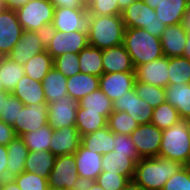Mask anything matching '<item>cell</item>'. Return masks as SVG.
<instances>
[{"label": "cell", "mask_w": 190, "mask_h": 190, "mask_svg": "<svg viewBox=\"0 0 190 190\" xmlns=\"http://www.w3.org/2000/svg\"><path fill=\"white\" fill-rule=\"evenodd\" d=\"M29 1L30 0H5V4L7 9L17 11Z\"/></svg>", "instance_id": "54"}, {"label": "cell", "mask_w": 190, "mask_h": 190, "mask_svg": "<svg viewBox=\"0 0 190 190\" xmlns=\"http://www.w3.org/2000/svg\"><path fill=\"white\" fill-rule=\"evenodd\" d=\"M135 81V72L104 73L100 76L99 88L114 101L134 89Z\"/></svg>", "instance_id": "16"}, {"label": "cell", "mask_w": 190, "mask_h": 190, "mask_svg": "<svg viewBox=\"0 0 190 190\" xmlns=\"http://www.w3.org/2000/svg\"><path fill=\"white\" fill-rule=\"evenodd\" d=\"M24 105L46 102L42 83L24 75L11 92Z\"/></svg>", "instance_id": "23"}, {"label": "cell", "mask_w": 190, "mask_h": 190, "mask_svg": "<svg viewBox=\"0 0 190 190\" xmlns=\"http://www.w3.org/2000/svg\"><path fill=\"white\" fill-rule=\"evenodd\" d=\"M80 144L81 136L76 126L53 129L49 151L56 157L75 154Z\"/></svg>", "instance_id": "17"}, {"label": "cell", "mask_w": 190, "mask_h": 190, "mask_svg": "<svg viewBox=\"0 0 190 190\" xmlns=\"http://www.w3.org/2000/svg\"><path fill=\"white\" fill-rule=\"evenodd\" d=\"M23 27L20 25L16 11L9 9L0 12V50L7 56L22 36Z\"/></svg>", "instance_id": "15"}, {"label": "cell", "mask_w": 190, "mask_h": 190, "mask_svg": "<svg viewBox=\"0 0 190 190\" xmlns=\"http://www.w3.org/2000/svg\"><path fill=\"white\" fill-rule=\"evenodd\" d=\"M48 123V103L23 105L12 126L16 135H22L40 129Z\"/></svg>", "instance_id": "9"}, {"label": "cell", "mask_w": 190, "mask_h": 190, "mask_svg": "<svg viewBox=\"0 0 190 190\" xmlns=\"http://www.w3.org/2000/svg\"><path fill=\"white\" fill-rule=\"evenodd\" d=\"M163 190H190V166H183L165 183Z\"/></svg>", "instance_id": "45"}, {"label": "cell", "mask_w": 190, "mask_h": 190, "mask_svg": "<svg viewBox=\"0 0 190 190\" xmlns=\"http://www.w3.org/2000/svg\"><path fill=\"white\" fill-rule=\"evenodd\" d=\"M87 11L92 15H121L118 0H92L87 5Z\"/></svg>", "instance_id": "43"}, {"label": "cell", "mask_w": 190, "mask_h": 190, "mask_svg": "<svg viewBox=\"0 0 190 190\" xmlns=\"http://www.w3.org/2000/svg\"><path fill=\"white\" fill-rule=\"evenodd\" d=\"M54 9L48 0H30L16 14L23 30L35 32L45 24L53 23Z\"/></svg>", "instance_id": "6"}, {"label": "cell", "mask_w": 190, "mask_h": 190, "mask_svg": "<svg viewBox=\"0 0 190 190\" xmlns=\"http://www.w3.org/2000/svg\"><path fill=\"white\" fill-rule=\"evenodd\" d=\"M125 25L121 15H90L88 44L100 50L123 44Z\"/></svg>", "instance_id": "3"}, {"label": "cell", "mask_w": 190, "mask_h": 190, "mask_svg": "<svg viewBox=\"0 0 190 190\" xmlns=\"http://www.w3.org/2000/svg\"><path fill=\"white\" fill-rule=\"evenodd\" d=\"M182 57H185L190 60V33H187L186 46Z\"/></svg>", "instance_id": "57"}, {"label": "cell", "mask_w": 190, "mask_h": 190, "mask_svg": "<svg viewBox=\"0 0 190 190\" xmlns=\"http://www.w3.org/2000/svg\"><path fill=\"white\" fill-rule=\"evenodd\" d=\"M78 100L70 96L61 97L48 104V124L54 129L75 126Z\"/></svg>", "instance_id": "11"}, {"label": "cell", "mask_w": 190, "mask_h": 190, "mask_svg": "<svg viewBox=\"0 0 190 190\" xmlns=\"http://www.w3.org/2000/svg\"><path fill=\"white\" fill-rule=\"evenodd\" d=\"M107 126L113 133L130 135L139 124L127 112L113 111L108 116Z\"/></svg>", "instance_id": "40"}, {"label": "cell", "mask_w": 190, "mask_h": 190, "mask_svg": "<svg viewBox=\"0 0 190 190\" xmlns=\"http://www.w3.org/2000/svg\"><path fill=\"white\" fill-rule=\"evenodd\" d=\"M102 171L121 174L133 179L136 162L129 158V154H121L111 151L102 155Z\"/></svg>", "instance_id": "26"}, {"label": "cell", "mask_w": 190, "mask_h": 190, "mask_svg": "<svg viewBox=\"0 0 190 190\" xmlns=\"http://www.w3.org/2000/svg\"><path fill=\"white\" fill-rule=\"evenodd\" d=\"M23 67L26 76L42 82L44 77L54 67V61L52 56L47 51H44L32 57Z\"/></svg>", "instance_id": "33"}, {"label": "cell", "mask_w": 190, "mask_h": 190, "mask_svg": "<svg viewBox=\"0 0 190 190\" xmlns=\"http://www.w3.org/2000/svg\"><path fill=\"white\" fill-rule=\"evenodd\" d=\"M56 32L57 30L54 28L53 23L45 24L40 29L35 31L37 37L40 39L45 48L53 40Z\"/></svg>", "instance_id": "48"}, {"label": "cell", "mask_w": 190, "mask_h": 190, "mask_svg": "<svg viewBox=\"0 0 190 190\" xmlns=\"http://www.w3.org/2000/svg\"><path fill=\"white\" fill-rule=\"evenodd\" d=\"M10 92L4 91L0 93V112L3 110L4 102L7 100V95Z\"/></svg>", "instance_id": "59"}, {"label": "cell", "mask_w": 190, "mask_h": 190, "mask_svg": "<svg viewBox=\"0 0 190 190\" xmlns=\"http://www.w3.org/2000/svg\"><path fill=\"white\" fill-rule=\"evenodd\" d=\"M183 166L179 161L160 156L141 158L136 163L133 180L146 190H163L166 181Z\"/></svg>", "instance_id": "1"}, {"label": "cell", "mask_w": 190, "mask_h": 190, "mask_svg": "<svg viewBox=\"0 0 190 190\" xmlns=\"http://www.w3.org/2000/svg\"><path fill=\"white\" fill-rule=\"evenodd\" d=\"M21 190H48V179L34 172H23L13 178Z\"/></svg>", "instance_id": "42"}, {"label": "cell", "mask_w": 190, "mask_h": 190, "mask_svg": "<svg viewBox=\"0 0 190 190\" xmlns=\"http://www.w3.org/2000/svg\"><path fill=\"white\" fill-rule=\"evenodd\" d=\"M7 179L14 178L24 172L29 150L21 137L16 136L8 145Z\"/></svg>", "instance_id": "24"}, {"label": "cell", "mask_w": 190, "mask_h": 190, "mask_svg": "<svg viewBox=\"0 0 190 190\" xmlns=\"http://www.w3.org/2000/svg\"><path fill=\"white\" fill-rule=\"evenodd\" d=\"M24 75L23 65L18 64L8 56L0 60V81L3 83L5 91L11 93Z\"/></svg>", "instance_id": "34"}, {"label": "cell", "mask_w": 190, "mask_h": 190, "mask_svg": "<svg viewBox=\"0 0 190 190\" xmlns=\"http://www.w3.org/2000/svg\"><path fill=\"white\" fill-rule=\"evenodd\" d=\"M54 68L61 72L66 78L80 73V63L78 53H65L53 59Z\"/></svg>", "instance_id": "41"}, {"label": "cell", "mask_w": 190, "mask_h": 190, "mask_svg": "<svg viewBox=\"0 0 190 190\" xmlns=\"http://www.w3.org/2000/svg\"><path fill=\"white\" fill-rule=\"evenodd\" d=\"M78 177L74 154L57 156L48 178V185L72 190Z\"/></svg>", "instance_id": "12"}, {"label": "cell", "mask_w": 190, "mask_h": 190, "mask_svg": "<svg viewBox=\"0 0 190 190\" xmlns=\"http://www.w3.org/2000/svg\"><path fill=\"white\" fill-rule=\"evenodd\" d=\"M187 32L181 24L167 26L160 40L164 56L179 57L183 55L186 46Z\"/></svg>", "instance_id": "21"}, {"label": "cell", "mask_w": 190, "mask_h": 190, "mask_svg": "<svg viewBox=\"0 0 190 190\" xmlns=\"http://www.w3.org/2000/svg\"><path fill=\"white\" fill-rule=\"evenodd\" d=\"M112 103L113 111L127 112L139 125L151 123L154 108L141 99L135 89L127 91Z\"/></svg>", "instance_id": "10"}, {"label": "cell", "mask_w": 190, "mask_h": 190, "mask_svg": "<svg viewBox=\"0 0 190 190\" xmlns=\"http://www.w3.org/2000/svg\"><path fill=\"white\" fill-rule=\"evenodd\" d=\"M131 180L129 177L112 172H104L97 177L96 182L104 190H121Z\"/></svg>", "instance_id": "46"}, {"label": "cell", "mask_w": 190, "mask_h": 190, "mask_svg": "<svg viewBox=\"0 0 190 190\" xmlns=\"http://www.w3.org/2000/svg\"><path fill=\"white\" fill-rule=\"evenodd\" d=\"M7 146L0 145V181L7 179Z\"/></svg>", "instance_id": "51"}, {"label": "cell", "mask_w": 190, "mask_h": 190, "mask_svg": "<svg viewBox=\"0 0 190 190\" xmlns=\"http://www.w3.org/2000/svg\"><path fill=\"white\" fill-rule=\"evenodd\" d=\"M125 28H142L149 34L160 38L166 30V25L161 23L155 14L143 0H135L122 11Z\"/></svg>", "instance_id": "5"}, {"label": "cell", "mask_w": 190, "mask_h": 190, "mask_svg": "<svg viewBox=\"0 0 190 190\" xmlns=\"http://www.w3.org/2000/svg\"><path fill=\"white\" fill-rule=\"evenodd\" d=\"M130 137L141 158H153L159 155L162 141V130L153 123L139 125Z\"/></svg>", "instance_id": "8"}, {"label": "cell", "mask_w": 190, "mask_h": 190, "mask_svg": "<svg viewBox=\"0 0 190 190\" xmlns=\"http://www.w3.org/2000/svg\"><path fill=\"white\" fill-rule=\"evenodd\" d=\"M53 128L47 123L40 129L21 136L29 151H49Z\"/></svg>", "instance_id": "36"}, {"label": "cell", "mask_w": 190, "mask_h": 190, "mask_svg": "<svg viewBox=\"0 0 190 190\" xmlns=\"http://www.w3.org/2000/svg\"><path fill=\"white\" fill-rule=\"evenodd\" d=\"M0 190H21L13 178L0 181Z\"/></svg>", "instance_id": "53"}, {"label": "cell", "mask_w": 190, "mask_h": 190, "mask_svg": "<svg viewBox=\"0 0 190 190\" xmlns=\"http://www.w3.org/2000/svg\"><path fill=\"white\" fill-rule=\"evenodd\" d=\"M6 55L0 50V60L3 59Z\"/></svg>", "instance_id": "65"}, {"label": "cell", "mask_w": 190, "mask_h": 190, "mask_svg": "<svg viewBox=\"0 0 190 190\" xmlns=\"http://www.w3.org/2000/svg\"><path fill=\"white\" fill-rule=\"evenodd\" d=\"M80 72L90 74L97 77L102 76L103 73V60L102 50L87 45L79 53Z\"/></svg>", "instance_id": "31"}, {"label": "cell", "mask_w": 190, "mask_h": 190, "mask_svg": "<svg viewBox=\"0 0 190 190\" xmlns=\"http://www.w3.org/2000/svg\"><path fill=\"white\" fill-rule=\"evenodd\" d=\"M180 119L177 109L168 102H164L153 109L151 123L163 131L173 126Z\"/></svg>", "instance_id": "38"}, {"label": "cell", "mask_w": 190, "mask_h": 190, "mask_svg": "<svg viewBox=\"0 0 190 190\" xmlns=\"http://www.w3.org/2000/svg\"><path fill=\"white\" fill-rule=\"evenodd\" d=\"M7 9L5 0H0V10H5Z\"/></svg>", "instance_id": "62"}, {"label": "cell", "mask_w": 190, "mask_h": 190, "mask_svg": "<svg viewBox=\"0 0 190 190\" xmlns=\"http://www.w3.org/2000/svg\"><path fill=\"white\" fill-rule=\"evenodd\" d=\"M113 101L99 88L78 101L80 108L86 112L100 113L108 119L113 112Z\"/></svg>", "instance_id": "32"}, {"label": "cell", "mask_w": 190, "mask_h": 190, "mask_svg": "<svg viewBox=\"0 0 190 190\" xmlns=\"http://www.w3.org/2000/svg\"><path fill=\"white\" fill-rule=\"evenodd\" d=\"M88 190H104V188L101 187L97 182H95L94 185Z\"/></svg>", "instance_id": "61"}, {"label": "cell", "mask_w": 190, "mask_h": 190, "mask_svg": "<svg viewBox=\"0 0 190 190\" xmlns=\"http://www.w3.org/2000/svg\"><path fill=\"white\" fill-rule=\"evenodd\" d=\"M114 144V151L117 153L129 154V158L133 159L136 163L140 160L130 135L114 133Z\"/></svg>", "instance_id": "47"}, {"label": "cell", "mask_w": 190, "mask_h": 190, "mask_svg": "<svg viewBox=\"0 0 190 190\" xmlns=\"http://www.w3.org/2000/svg\"><path fill=\"white\" fill-rule=\"evenodd\" d=\"M90 15L87 8L57 7L54 9L53 25L57 31L64 33L81 31L88 34Z\"/></svg>", "instance_id": "7"}, {"label": "cell", "mask_w": 190, "mask_h": 190, "mask_svg": "<svg viewBox=\"0 0 190 190\" xmlns=\"http://www.w3.org/2000/svg\"><path fill=\"white\" fill-rule=\"evenodd\" d=\"M16 136L13 127L0 119V145L7 146Z\"/></svg>", "instance_id": "49"}, {"label": "cell", "mask_w": 190, "mask_h": 190, "mask_svg": "<svg viewBox=\"0 0 190 190\" xmlns=\"http://www.w3.org/2000/svg\"><path fill=\"white\" fill-rule=\"evenodd\" d=\"M81 145L98 154H108L114 150V133L105 126L88 135L81 136Z\"/></svg>", "instance_id": "28"}, {"label": "cell", "mask_w": 190, "mask_h": 190, "mask_svg": "<svg viewBox=\"0 0 190 190\" xmlns=\"http://www.w3.org/2000/svg\"><path fill=\"white\" fill-rule=\"evenodd\" d=\"M160 157L179 161L190 166V132L188 120L180 119L173 126L162 131Z\"/></svg>", "instance_id": "4"}, {"label": "cell", "mask_w": 190, "mask_h": 190, "mask_svg": "<svg viewBox=\"0 0 190 190\" xmlns=\"http://www.w3.org/2000/svg\"><path fill=\"white\" fill-rule=\"evenodd\" d=\"M188 125H189V132H190V119L188 120Z\"/></svg>", "instance_id": "67"}, {"label": "cell", "mask_w": 190, "mask_h": 190, "mask_svg": "<svg viewBox=\"0 0 190 190\" xmlns=\"http://www.w3.org/2000/svg\"><path fill=\"white\" fill-rule=\"evenodd\" d=\"M100 77L84 74L82 72L67 78V92L68 96L74 100H80L99 89Z\"/></svg>", "instance_id": "25"}, {"label": "cell", "mask_w": 190, "mask_h": 190, "mask_svg": "<svg viewBox=\"0 0 190 190\" xmlns=\"http://www.w3.org/2000/svg\"><path fill=\"white\" fill-rule=\"evenodd\" d=\"M55 8H87L85 0H48Z\"/></svg>", "instance_id": "50"}, {"label": "cell", "mask_w": 190, "mask_h": 190, "mask_svg": "<svg viewBox=\"0 0 190 190\" xmlns=\"http://www.w3.org/2000/svg\"><path fill=\"white\" fill-rule=\"evenodd\" d=\"M79 177L96 180L102 172V155L84 148L81 144L74 154Z\"/></svg>", "instance_id": "20"}, {"label": "cell", "mask_w": 190, "mask_h": 190, "mask_svg": "<svg viewBox=\"0 0 190 190\" xmlns=\"http://www.w3.org/2000/svg\"><path fill=\"white\" fill-rule=\"evenodd\" d=\"M107 120L100 113L86 112V109L78 106L75 126L80 136H83L107 126Z\"/></svg>", "instance_id": "35"}, {"label": "cell", "mask_w": 190, "mask_h": 190, "mask_svg": "<svg viewBox=\"0 0 190 190\" xmlns=\"http://www.w3.org/2000/svg\"><path fill=\"white\" fill-rule=\"evenodd\" d=\"M95 182L96 180L94 179L78 177L72 190H88L94 185Z\"/></svg>", "instance_id": "52"}, {"label": "cell", "mask_w": 190, "mask_h": 190, "mask_svg": "<svg viewBox=\"0 0 190 190\" xmlns=\"http://www.w3.org/2000/svg\"><path fill=\"white\" fill-rule=\"evenodd\" d=\"M169 85L190 84V60L179 56L169 58Z\"/></svg>", "instance_id": "37"}, {"label": "cell", "mask_w": 190, "mask_h": 190, "mask_svg": "<svg viewBox=\"0 0 190 190\" xmlns=\"http://www.w3.org/2000/svg\"><path fill=\"white\" fill-rule=\"evenodd\" d=\"M121 190H146V189L141 185H139L137 182H135L133 179H131Z\"/></svg>", "instance_id": "56"}, {"label": "cell", "mask_w": 190, "mask_h": 190, "mask_svg": "<svg viewBox=\"0 0 190 190\" xmlns=\"http://www.w3.org/2000/svg\"><path fill=\"white\" fill-rule=\"evenodd\" d=\"M41 83L48 104L56 102L61 97L68 96L66 86L67 78L54 67L48 72Z\"/></svg>", "instance_id": "30"}, {"label": "cell", "mask_w": 190, "mask_h": 190, "mask_svg": "<svg viewBox=\"0 0 190 190\" xmlns=\"http://www.w3.org/2000/svg\"><path fill=\"white\" fill-rule=\"evenodd\" d=\"M23 105L24 104L17 97L9 93L7 95V100L4 102L3 110L0 112V119L13 126Z\"/></svg>", "instance_id": "44"}, {"label": "cell", "mask_w": 190, "mask_h": 190, "mask_svg": "<svg viewBox=\"0 0 190 190\" xmlns=\"http://www.w3.org/2000/svg\"><path fill=\"white\" fill-rule=\"evenodd\" d=\"M150 8L155 9L160 0H143Z\"/></svg>", "instance_id": "60"}, {"label": "cell", "mask_w": 190, "mask_h": 190, "mask_svg": "<svg viewBox=\"0 0 190 190\" xmlns=\"http://www.w3.org/2000/svg\"><path fill=\"white\" fill-rule=\"evenodd\" d=\"M87 45H89L87 33L81 31L70 33L57 31L53 40L46 47V51L54 59L65 53H79Z\"/></svg>", "instance_id": "13"}, {"label": "cell", "mask_w": 190, "mask_h": 190, "mask_svg": "<svg viewBox=\"0 0 190 190\" xmlns=\"http://www.w3.org/2000/svg\"><path fill=\"white\" fill-rule=\"evenodd\" d=\"M181 25L187 33H190V6L188 7L186 13L183 16Z\"/></svg>", "instance_id": "55"}, {"label": "cell", "mask_w": 190, "mask_h": 190, "mask_svg": "<svg viewBox=\"0 0 190 190\" xmlns=\"http://www.w3.org/2000/svg\"><path fill=\"white\" fill-rule=\"evenodd\" d=\"M135 0H118L119 8L121 12L125 10L131 3H133Z\"/></svg>", "instance_id": "58"}, {"label": "cell", "mask_w": 190, "mask_h": 190, "mask_svg": "<svg viewBox=\"0 0 190 190\" xmlns=\"http://www.w3.org/2000/svg\"><path fill=\"white\" fill-rule=\"evenodd\" d=\"M123 45L134 68L164 56L160 38L142 28H125Z\"/></svg>", "instance_id": "2"}, {"label": "cell", "mask_w": 190, "mask_h": 190, "mask_svg": "<svg viewBox=\"0 0 190 190\" xmlns=\"http://www.w3.org/2000/svg\"><path fill=\"white\" fill-rule=\"evenodd\" d=\"M169 58L162 56L149 63L134 68L136 80L149 85L166 88L169 85Z\"/></svg>", "instance_id": "14"}, {"label": "cell", "mask_w": 190, "mask_h": 190, "mask_svg": "<svg viewBox=\"0 0 190 190\" xmlns=\"http://www.w3.org/2000/svg\"><path fill=\"white\" fill-rule=\"evenodd\" d=\"M56 156L51 151H29L25 162V172H34L46 179L54 167Z\"/></svg>", "instance_id": "29"}, {"label": "cell", "mask_w": 190, "mask_h": 190, "mask_svg": "<svg viewBox=\"0 0 190 190\" xmlns=\"http://www.w3.org/2000/svg\"><path fill=\"white\" fill-rule=\"evenodd\" d=\"M48 190H69V189L49 187Z\"/></svg>", "instance_id": "63"}, {"label": "cell", "mask_w": 190, "mask_h": 190, "mask_svg": "<svg viewBox=\"0 0 190 190\" xmlns=\"http://www.w3.org/2000/svg\"><path fill=\"white\" fill-rule=\"evenodd\" d=\"M86 1V5H88L92 0H85Z\"/></svg>", "instance_id": "66"}, {"label": "cell", "mask_w": 190, "mask_h": 190, "mask_svg": "<svg viewBox=\"0 0 190 190\" xmlns=\"http://www.w3.org/2000/svg\"><path fill=\"white\" fill-rule=\"evenodd\" d=\"M103 73L134 72L131 57L124 45L102 50Z\"/></svg>", "instance_id": "19"}, {"label": "cell", "mask_w": 190, "mask_h": 190, "mask_svg": "<svg viewBox=\"0 0 190 190\" xmlns=\"http://www.w3.org/2000/svg\"><path fill=\"white\" fill-rule=\"evenodd\" d=\"M5 91V89H4V87H3V83L0 81V93L1 92H4Z\"/></svg>", "instance_id": "64"}, {"label": "cell", "mask_w": 190, "mask_h": 190, "mask_svg": "<svg viewBox=\"0 0 190 190\" xmlns=\"http://www.w3.org/2000/svg\"><path fill=\"white\" fill-rule=\"evenodd\" d=\"M166 102L175 107L181 119H190V84H171L165 88Z\"/></svg>", "instance_id": "27"}, {"label": "cell", "mask_w": 190, "mask_h": 190, "mask_svg": "<svg viewBox=\"0 0 190 190\" xmlns=\"http://www.w3.org/2000/svg\"><path fill=\"white\" fill-rule=\"evenodd\" d=\"M44 51H46V48L36 33L24 30L21 39L7 56L24 66L32 57Z\"/></svg>", "instance_id": "18"}, {"label": "cell", "mask_w": 190, "mask_h": 190, "mask_svg": "<svg viewBox=\"0 0 190 190\" xmlns=\"http://www.w3.org/2000/svg\"><path fill=\"white\" fill-rule=\"evenodd\" d=\"M188 7V0H160L154 10L161 23L171 26L181 24Z\"/></svg>", "instance_id": "22"}, {"label": "cell", "mask_w": 190, "mask_h": 190, "mask_svg": "<svg viewBox=\"0 0 190 190\" xmlns=\"http://www.w3.org/2000/svg\"><path fill=\"white\" fill-rule=\"evenodd\" d=\"M134 89L137 95L145 100L151 107L156 108L166 102L165 88L135 81Z\"/></svg>", "instance_id": "39"}]
</instances>
